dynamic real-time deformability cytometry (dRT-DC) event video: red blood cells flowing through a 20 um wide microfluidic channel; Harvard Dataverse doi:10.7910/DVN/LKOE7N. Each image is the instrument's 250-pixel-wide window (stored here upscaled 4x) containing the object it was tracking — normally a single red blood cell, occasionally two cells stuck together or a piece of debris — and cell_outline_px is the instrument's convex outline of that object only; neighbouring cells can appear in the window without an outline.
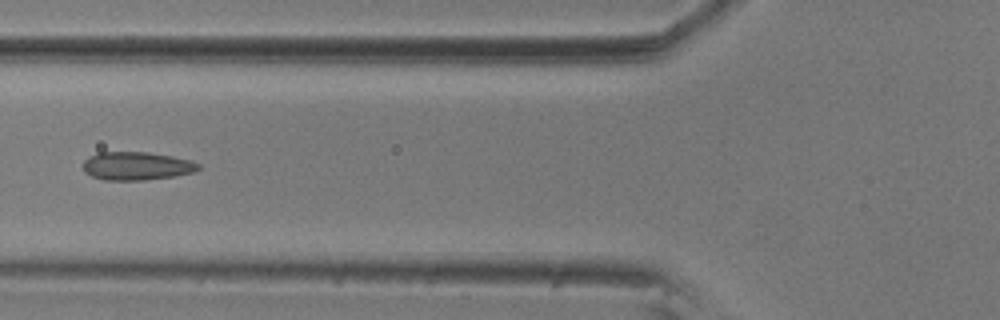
{"species": "common noctule bat (a hibernating species)", "species_latin": "Nyctalus noctula", "temperature_condition": "room temperature", "stored_images_in_passage": 8, "camera_frame_rate_fps": 3000, "um_per_image_px": 0.085, "animal": {"sex": "male", "body_mass_g": 20.5, "forearm_length_mm": 52.5}, "frame": {"image": 1, "passage_image": 6, "time_ms": 1.667, "image_size_px": [1000, 320], "cell_outline_px": [[200, 168], [196, 172], [176, 176], [144, 180], [104, 180], [92, 176], [84, 172], [84, 160], [88, 156], [100, 152], [148, 152], [172, 156], [192, 160], [200, 164]], "centroid_in_image_um": [11.65, 14.11], "position_along_channel_um": 114.2, "area_um2": 19.19}}
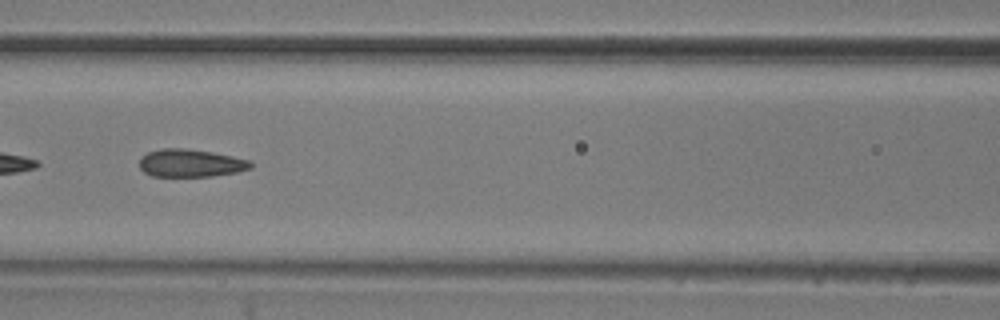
{"frame": {"image": 2, "passage_image": 7, "time_ms": 2.0, "image_size_px": [1000, 320], "cell_outline_px": [[252, 168], [236, 172], [212, 176], [152, 176], [144, 172], [140, 168], [140, 156], [148, 152], [160, 148], [188, 148], [212, 152], [232, 156], [248, 160], [252, 164]], "centroid_in_image_um": [16.17, 13.85], "position_along_channel_um": 150.4, "area_um2": 18.03}}
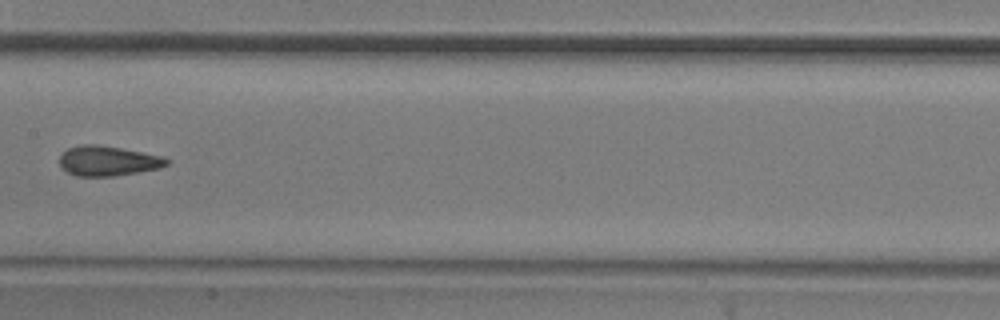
{"frame": {"image": 3, "passage_image": 8, "time_ms": 2.333, "image_size_px": [1000, 320], "cell_outline_px": [[172, 160], [168, 164], [160, 168], [112, 176], [76, 176], [68, 172], [60, 164], [60, 156], [68, 148], [84, 144], [96, 144], [120, 148], [164, 156]], "centroid_in_image_um": [9.21, 13.67], "position_along_channel_um": 198.2, "area_um2": 18.55}}